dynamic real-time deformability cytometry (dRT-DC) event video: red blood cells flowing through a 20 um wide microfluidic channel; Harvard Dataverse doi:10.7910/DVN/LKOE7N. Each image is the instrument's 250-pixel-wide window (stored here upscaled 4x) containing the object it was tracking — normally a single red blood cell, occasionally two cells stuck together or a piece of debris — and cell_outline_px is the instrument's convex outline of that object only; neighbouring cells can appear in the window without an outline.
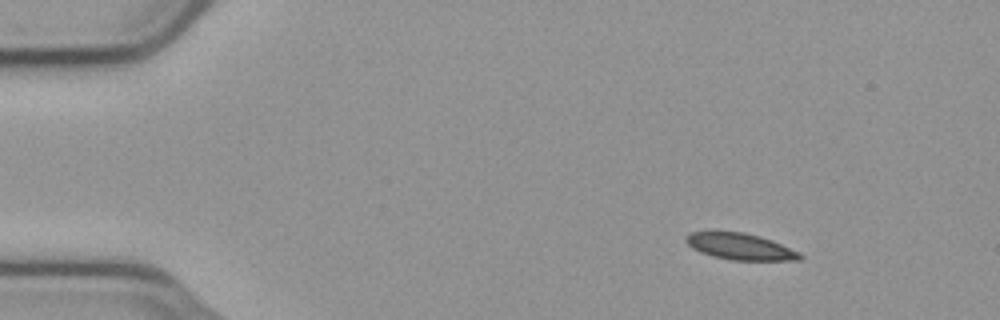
{"species": "common noctule bat (a hibernating species)", "species_latin": "Nyctalus noctula", "temperature_condition": "cold", "stored_images_in_passage": 50, "segment_of_instrument_passage": [1, 2], "camera_frame_rate_fps": 3000, "um_per_image_px": 0.085, "animal": {"sex": "male", "body_mass_g": 23.1, "forearm_length_mm": 52.7}, "frame": {"image": 1, "passage_image": 1, "time_ms": 0.0, "image_size_px": [1000, 320], "cell_outline_px": [[804, 256], [800, 260], [732, 260], [712, 256], [700, 252], [692, 248], [684, 240], [684, 236], [688, 232], [708, 228], [744, 232], [760, 236], [772, 240], [800, 252]], "centroid_in_image_um": [62.81, 20.9], "position_along_channel_um": 22.2, "area_um2": 18.44}}
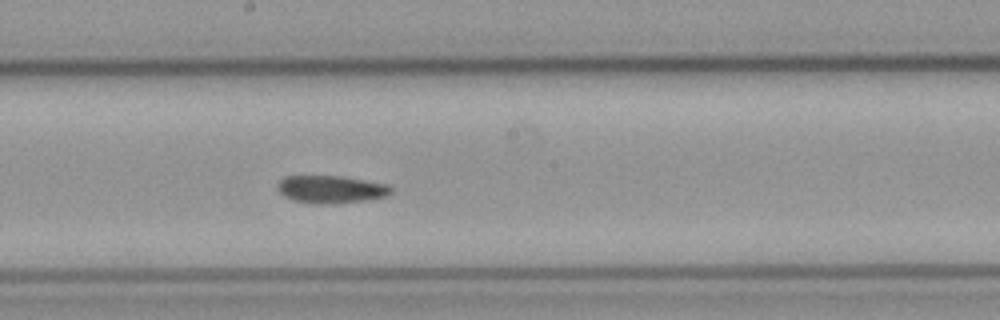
{"frame": {"image": 2, "passage_image": 24, "time_ms": 7.667, "image_size_px": [1000, 320], "cell_outline_px": [[392, 192], [388, 196], [368, 200], [320, 204], [312, 204], [292, 200], [284, 196], [276, 188], [276, 184], [284, 176], [340, 176], [388, 184], [392, 188]], "centroid_in_image_um": [28.11, 16.09], "position_along_channel_um": 220.1, "area_um2": 18.38}}
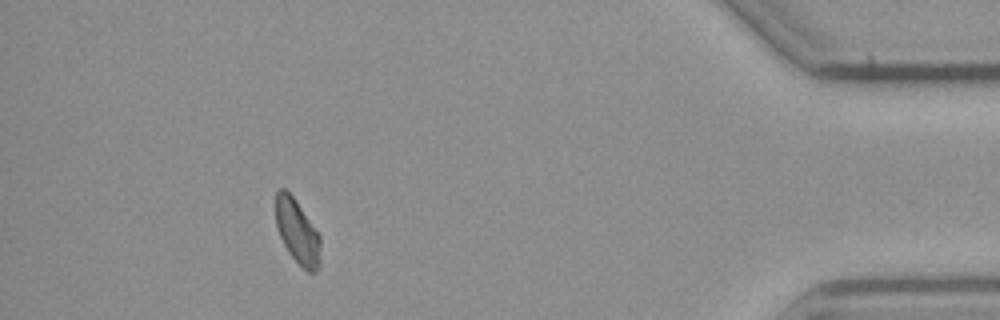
{"frame": {"image": 3, "passage_image": 44, "time_ms": 14.333, "image_size_px": [1000, 320], "cell_outline_px": [[320, 268], [316, 272], [308, 272], [288, 252], [276, 228], [276, 192], [280, 188], [284, 188], [292, 196], [320, 236]], "centroid_in_image_um": [25.27, 19.72], "position_along_channel_um": 409.9, "area_um2": 16.47}}